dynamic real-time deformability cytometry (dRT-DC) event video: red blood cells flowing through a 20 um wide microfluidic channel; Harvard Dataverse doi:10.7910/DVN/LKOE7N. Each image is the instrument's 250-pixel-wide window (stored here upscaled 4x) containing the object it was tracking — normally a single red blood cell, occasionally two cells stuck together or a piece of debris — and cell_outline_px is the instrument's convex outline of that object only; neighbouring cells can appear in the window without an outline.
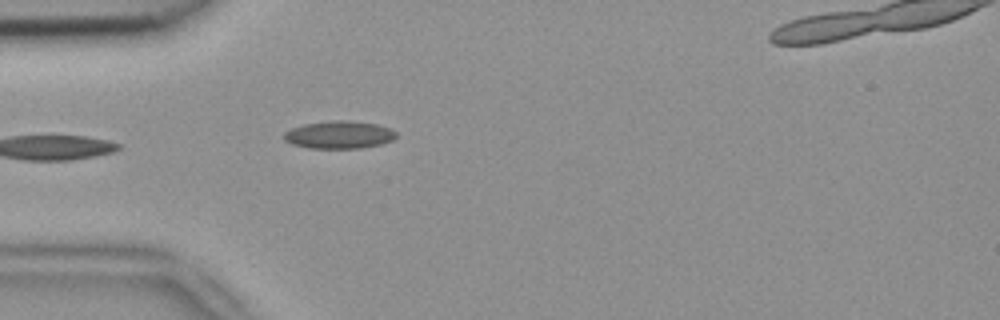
{"species": "common noctule bat (a hibernating species)", "species_latin": "Nyctalus noctula", "temperature_condition": "room temperature", "stored_images_in_passage": 3, "camera_frame_rate_fps": 3000, "um_per_image_px": 0.085, "animal": {"sex": "female", "body_mass_g": 18.4}, "frame": {"image": 1, "passage_image": 3, "time_ms": 0.667, "image_size_px": [1000, 320], "cell_outline_px": [[396, 136], [392, 140], [380, 144], [360, 148], [308, 148], [292, 144], [284, 140], [284, 132], [292, 128], [304, 124], [332, 120], [344, 120], [376, 124], [392, 128], [396, 132]], "centroid_in_image_um": [28.82, 11.45], "position_along_channel_um": 56.2, "area_um2": 18.03}}